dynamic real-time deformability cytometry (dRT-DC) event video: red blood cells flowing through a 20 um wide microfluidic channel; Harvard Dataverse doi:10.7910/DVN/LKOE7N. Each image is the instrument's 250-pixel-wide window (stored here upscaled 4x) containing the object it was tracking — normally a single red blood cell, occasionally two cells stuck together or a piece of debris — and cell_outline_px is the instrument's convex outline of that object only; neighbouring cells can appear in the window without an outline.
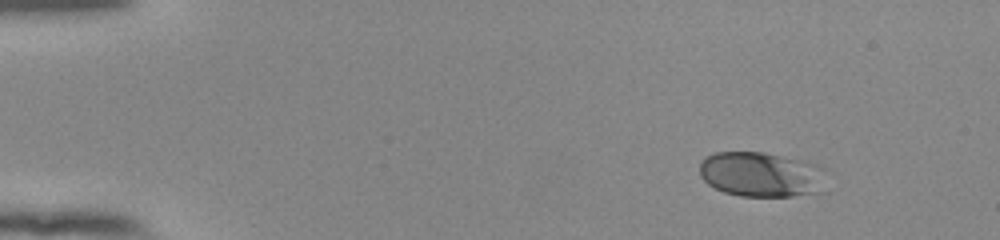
{"species": "human", "species_latin": "Homo sapiens", "temperature_condition": "room temperature", "stored_images_in_passage": 48, "camera_frame_rate_fps": 3000, "um_per_image_px": 0.085, "donor": {"sex": "female"}, "frame": {"image": 1, "passage_image": 1, "time_ms": 0.0, "image_size_px": [1000, 240], "cell_outline_px": [[828, 192], [792, 196], [740, 196], [724, 192], [708, 184], [700, 176], [700, 160], [704, 156], [716, 152], [764, 152], [800, 160], [816, 164], [828, 168]], "centroid_in_image_um": [64.83, 14.84], "position_along_channel_um": 20.2, "area_um2": 34.33}}
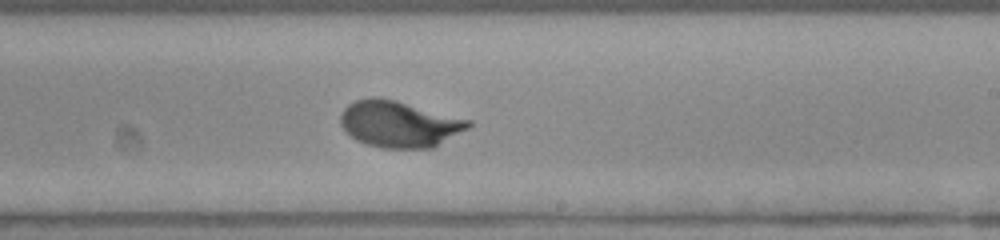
{"frame": {"image": 2, "passage_image": 28, "time_ms": 9.0, "image_size_px": [1000, 240], "cell_outline_px": [[472, 124], [468, 128], [432, 148], [384, 148], [368, 144], [356, 140], [340, 124], [340, 112], [348, 104], [356, 100], [372, 96], [396, 100], [472, 120]], "centroid_in_image_um": [33.93, 10.53], "position_along_channel_um": 255.1, "area_um2": 34.45}}
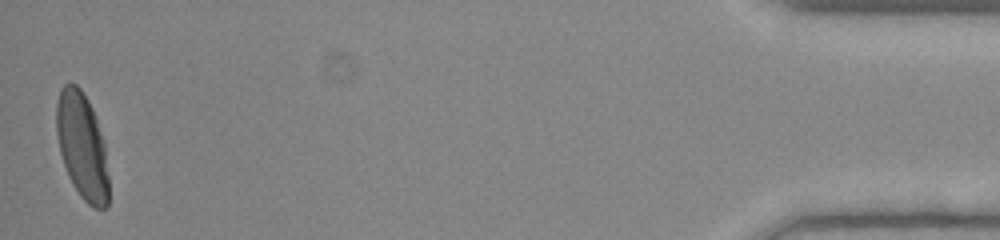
{"frame": {"image": 3, "passage_image": 48, "time_ms": 15.667, "image_size_px": [1000, 240], "cell_outline_px": [[108, 208], [96, 208], [88, 204], [80, 196], [72, 184], [68, 176], [60, 152], [56, 132], [56, 104], [60, 88], [64, 84], [76, 84], [80, 88], [88, 100], [92, 108], [104, 140], [108, 176]], "centroid_in_image_um": [6.97, 12.41], "position_along_channel_um": 428.2, "area_um2": 32.48}, "authors_computed_cell_mechanics": {"area_um2": 33.3506, "velocity_mm_per_s": 3.8423, "shape_relaxation_time_tau1_ms": 3.1372, "shape_relaxation_time_tau2_ms": null, "deformation_change_tau1": 0.1737, "deformation_change_tau2": null}}